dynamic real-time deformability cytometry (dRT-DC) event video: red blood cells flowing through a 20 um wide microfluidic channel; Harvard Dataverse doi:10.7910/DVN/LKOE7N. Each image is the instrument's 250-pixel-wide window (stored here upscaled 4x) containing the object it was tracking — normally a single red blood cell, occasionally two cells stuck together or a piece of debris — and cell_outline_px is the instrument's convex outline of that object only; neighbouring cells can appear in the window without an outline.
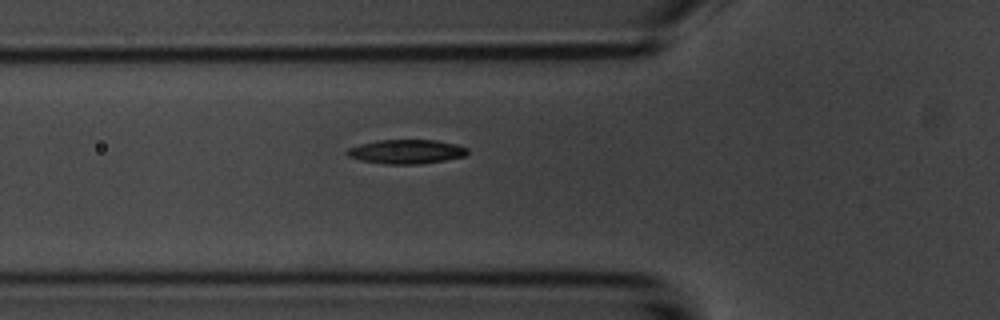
{"species": "common noctule bat (a hibernating species)", "species_latin": "Nyctalus noctula", "temperature_condition": "room temperature", "stored_images_in_passage": 4, "camera_frame_rate_fps": 3000, "um_per_image_px": 0.085, "animal": {"sex": "male", "body_mass_g": 20.1, "forearm_length_mm": 53.5}, "frame": {"image": 1, "passage_image": 4, "time_ms": 3.667, "image_size_px": [1000, 320], "cell_outline_px": [[468, 152], [464, 156], [444, 160], [420, 164], [384, 164], [360, 160], [348, 156], [344, 152], [348, 148], [360, 144], [376, 140], [436, 140], [456, 144], [468, 148]], "centroid_in_image_um": [34.51, 12.89], "position_along_channel_um": 91.3, "area_um2": 16.99}}